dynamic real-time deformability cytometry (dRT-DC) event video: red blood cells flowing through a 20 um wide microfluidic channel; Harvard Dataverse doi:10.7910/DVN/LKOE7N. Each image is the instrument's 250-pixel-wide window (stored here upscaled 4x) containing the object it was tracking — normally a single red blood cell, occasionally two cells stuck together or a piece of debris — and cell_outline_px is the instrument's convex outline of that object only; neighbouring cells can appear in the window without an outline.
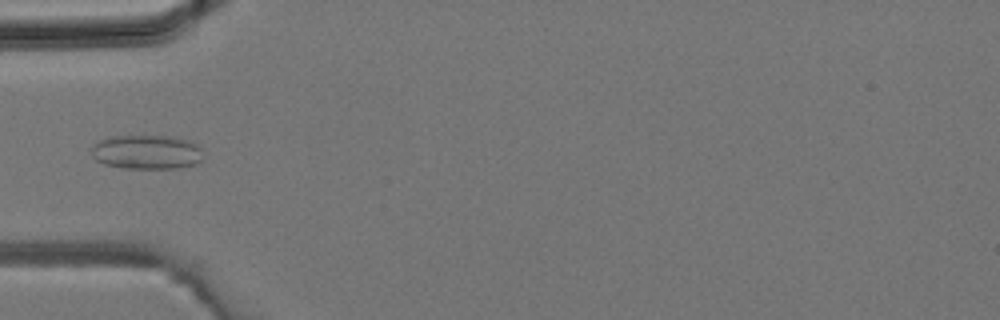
{"species": "common noctule bat (a hibernating species)", "species_latin": "Nyctalus noctula", "temperature_condition": "room temperature", "stored_images_in_passage": 2, "camera_frame_rate_fps": 3000, "um_per_image_px": 0.085, "animal": {"sex": "male", "body_mass_g": 19.2, "forearm_length_mm": 51.8}, "frame": {"image": 1, "passage_image": 2, "time_ms": 0.333, "image_size_px": [1000, 320], "cell_outline_px": [[200, 160], [196, 164], [176, 168], [120, 168], [104, 164], [96, 160], [92, 156], [92, 144], [96, 140], [108, 136], [176, 136], [192, 140], [200, 144]], "centroid_in_image_um": [12.44, 12.9], "position_along_channel_um": 72.6, "area_um2": 22.72}}